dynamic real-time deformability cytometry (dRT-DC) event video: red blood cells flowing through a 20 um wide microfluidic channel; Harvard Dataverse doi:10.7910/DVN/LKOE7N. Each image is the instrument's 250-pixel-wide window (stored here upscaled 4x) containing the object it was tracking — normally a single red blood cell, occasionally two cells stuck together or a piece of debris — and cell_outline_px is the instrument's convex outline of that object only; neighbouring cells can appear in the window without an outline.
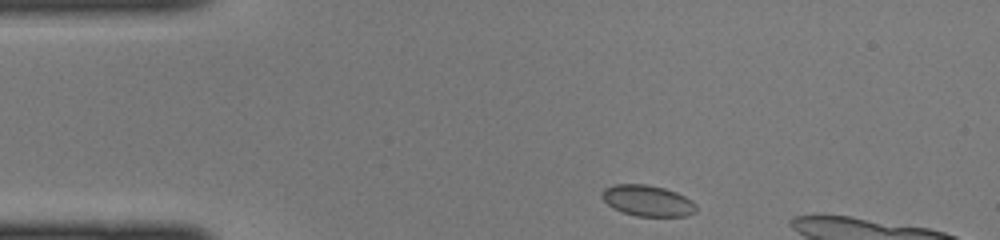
{"species": "common noctule bat (a hibernating species)", "species_latin": "Nyctalus noctula", "temperature_condition": "cold", "stored_images_in_passage": 7, "camera_frame_rate_fps": 3000, "um_per_image_px": 0.085, "animal": {"sex": "female", "body_mass_g": 22.0, "forearm_length_mm": 56.7}, "frame": {"image": 1, "passage_image": 1, "time_ms": 0.0, "image_size_px": [1000, 240], "cell_outline_px": [[696, 212], [684, 216], [636, 216], [612, 208], [604, 200], [604, 188], [616, 184], [644, 184], [664, 188], [676, 192], [684, 196], [696, 204]], "centroid_in_image_um": [55.07, 17.06], "position_along_channel_um": 29.9, "area_um2": 16.76}}